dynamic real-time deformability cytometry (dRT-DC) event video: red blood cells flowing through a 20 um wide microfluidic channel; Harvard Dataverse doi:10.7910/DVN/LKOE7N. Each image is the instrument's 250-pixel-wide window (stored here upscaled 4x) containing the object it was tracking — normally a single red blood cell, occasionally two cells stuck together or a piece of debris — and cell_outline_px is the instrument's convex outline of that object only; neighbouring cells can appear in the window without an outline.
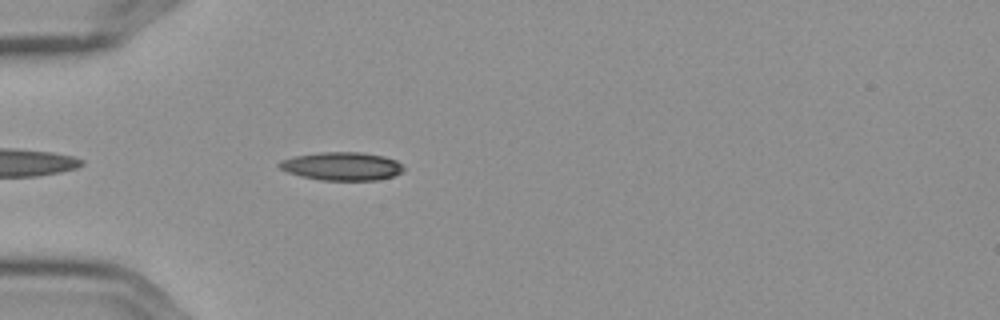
{"species": "Egyptian fruit bat (a non-hibernating species)", "species_latin": "Rousettus aegyptiacus", "temperature_condition": "cold", "stored_images_in_passage": 5, "camera_frame_rate_fps": 3000, "um_per_image_px": 0.085, "frame": {"image": 1, "passage_image": 5, "time_ms": 1.333, "image_size_px": [1000, 320], "cell_outline_px": [[404, 168], [400, 172], [392, 176], [376, 180], [320, 180], [288, 172], [280, 168], [276, 164], [280, 160], [296, 156], [324, 152], [360, 152], [384, 156], [396, 160]], "centroid_in_image_um": [29.05, 14.12], "position_along_channel_um": 56.0, "area_um2": 20.17}}